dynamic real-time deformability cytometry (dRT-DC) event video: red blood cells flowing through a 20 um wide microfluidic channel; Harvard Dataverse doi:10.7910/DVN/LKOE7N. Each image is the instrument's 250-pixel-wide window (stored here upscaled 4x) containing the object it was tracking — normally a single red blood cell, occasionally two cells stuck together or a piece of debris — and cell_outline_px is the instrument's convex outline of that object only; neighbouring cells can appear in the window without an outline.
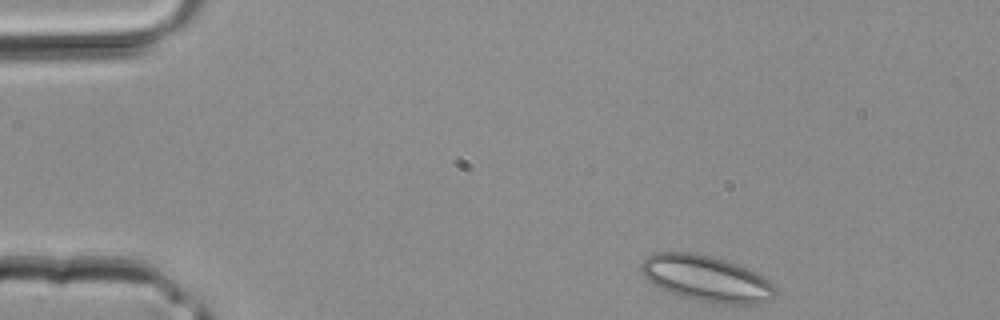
{"species": "common noctule bat (a hibernating species)", "species_latin": "Nyctalus noctula", "temperature_condition": "room temperature", "stored_images_in_passage": 34, "camera_frame_rate_fps": 3000, "um_per_image_px": 0.085, "animal": {"sex": "male", "body_mass_g": 20.4}, "frame": {"image": 1, "passage_image": 1, "time_ms": 0.0, "image_size_px": [1000, 320], "cell_outline_px": [[776, 296], [772, 300], [760, 304], [724, 304], [680, 296], [668, 292], [660, 288], [644, 276], [640, 268], [640, 264], [648, 256], [656, 252], [692, 252], [712, 256], [736, 264], [756, 272], [768, 280], [776, 288]], "centroid_in_image_um": [60.08, 23.68], "position_along_channel_um": 24.9, "area_um2": 35.84}}
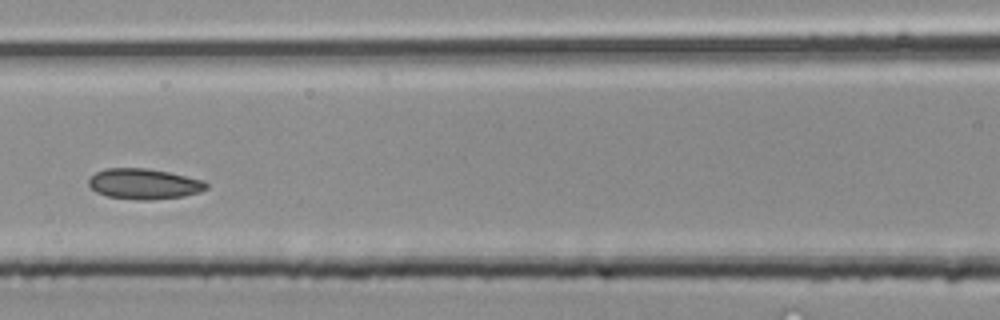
{"frame": {"image": 2, "passage_image": 13, "time_ms": 4.0, "image_size_px": [1000, 320], "cell_outline_px": [[208, 188], [200, 192], [184, 196], [152, 200], [136, 200], [108, 196], [96, 192], [88, 184], [88, 180], [96, 172], [104, 168], [144, 168], [168, 172], [204, 180], [208, 184]], "centroid_in_image_um": [12.25, 15.63], "position_along_channel_um": 154.3, "area_um2": 20.98}}
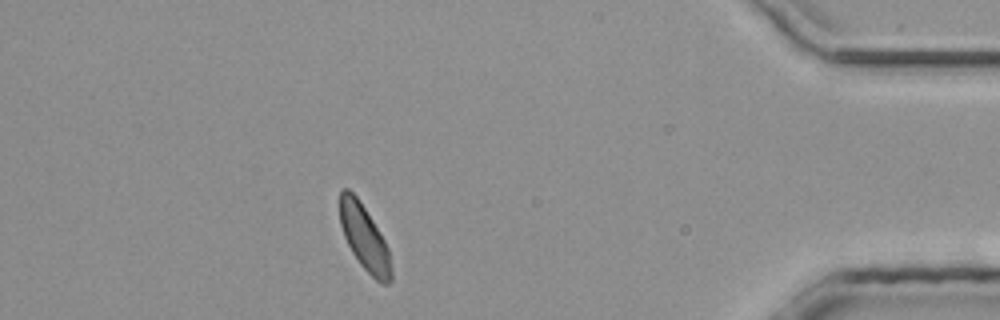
{"frame": {"image": 3, "passage_image": 30, "time_ms": 9.667, "image_size_px": [1000, 320], "cell_outline_px": [[392, 280], [388, 284], [380, 284], [360, 264], [352, 252], [344, 236], [340, 224], [340, 188], [348, 188], [356, 196], [372, 220], [384, 240], [388, 248], [392, 268]], "centroid_in_image_um": [30.98, 20.23], "position_along_channel_um": 404.2, "area_um2": 19.36}}